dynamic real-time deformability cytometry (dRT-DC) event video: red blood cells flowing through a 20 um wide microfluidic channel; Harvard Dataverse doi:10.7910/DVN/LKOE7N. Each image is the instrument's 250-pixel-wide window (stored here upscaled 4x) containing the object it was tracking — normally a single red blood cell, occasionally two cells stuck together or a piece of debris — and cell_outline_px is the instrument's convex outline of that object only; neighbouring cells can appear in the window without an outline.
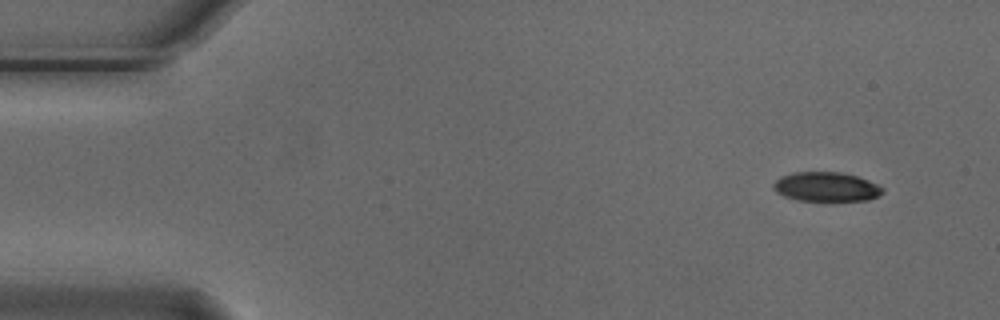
{"species": "Egyptian fruit bat (a non-hibernating species)", "species_latin": "Rousettus aegyptiacus", "temperature_condition": "cold", "stored_images_in_passage": 4, "camera_frame_rate_fps": 3000, "um_per_image_px": 0.085, "animal": {"sex": "male"}, "frame": {"image": 1, "passage_image": 1, "time_ms": 0.0, "image_size_px": [1000, 320], "cell_outline_px": [[884, 192], [880, 196], [868, 200], [796, 200], [784, 196], [776, 192], [772, 188], [772, 184], [780, 176], [796, 172], [840, 172], [856, 176], [868, 180], [884, 188]], "centroid_in_image_um": [70.22, 15.87], "position_along_channel_um": 14.8, "area_um2": 18.67}}
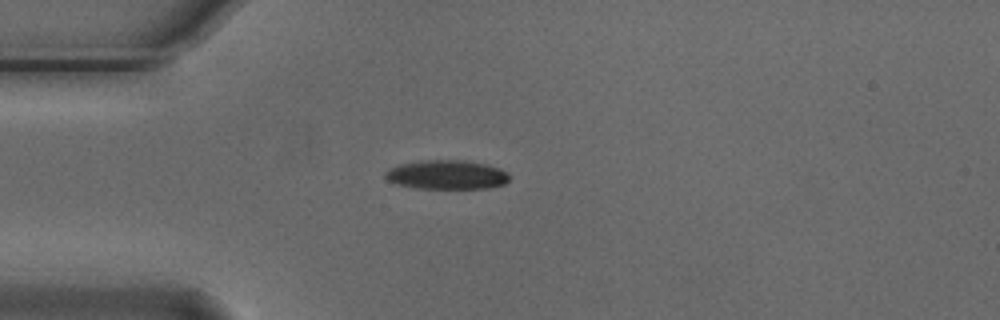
{"frame": {"image": 2, "passage_image": 4, "time_ms": 1.0, "image_size_px": [1000, 320], "cell_outline_px": [[508, 180], [504, 184], [488, 188], [416, 188], [396, 184], [388, 180], [384, 176], [384, 172], [388, 168], [400, 164], [420, 160], [464, 160], [484, 164], [500, 168], [508, 172]], "centroid_in_image_um": [37.94, 14.84], "position_along_channel_um": 47.1, "area_um2": 21.1}}